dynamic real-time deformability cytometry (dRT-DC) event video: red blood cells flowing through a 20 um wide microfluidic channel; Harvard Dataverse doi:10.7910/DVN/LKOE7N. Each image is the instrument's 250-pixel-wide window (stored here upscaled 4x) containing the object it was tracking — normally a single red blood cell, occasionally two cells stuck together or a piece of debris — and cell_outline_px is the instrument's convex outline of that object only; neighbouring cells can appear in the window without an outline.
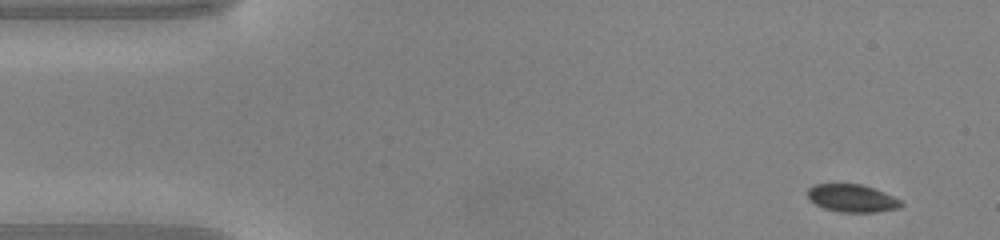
{"species": "common noctule bat (a hibernating species)", "species_latin": "Nyctalus noctula", "temperature_condition": "warm", "stored_images_in_passage": 47, "segment_of_instrument_passage": [1, 2], "camera_frame_rate_fps": 3000, "um_per_image_px": 0.085, "animal": {"sex": "male", "body_mass_g": 20.0, "forearm_length_mm": 53.3}, "frame": {"image": 1, "passage_image": 1, "time_ms": 0.0, "image_size_px": [1000, 240], "cell_outline_px": [[904, 204], [896, 208], [868, 212], [844, 212], [828, 208], [816, 204], [808, 196], [808, 188], [816, 184], [860, 184], [872, 188], [892, 196], [900, 200]], "centroid_in_image_um": [72.41, 16.83], "position_along_channel_um": 12.6, "area_um2": 14.45}}
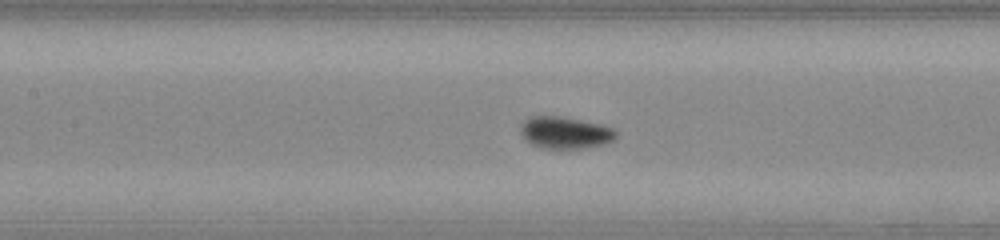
{"frame": {"image": 2, "passage_image": 19, "time_ms": 6.0, "image_size_px": [1000, 240], "cell_outline_px": [[616, 132], [608, 140], [600, 144], [576, 148], [552, 148], [536, 144], [528, 140], [524, 136], [524, 124], [532, 116], [552, 116], [576, 120], [596, 124], [608, 128]], "centroid_in_image_um": [48.01, 11.27], "position_along_channel_um": 159.4, "area_um2": 15.9}}
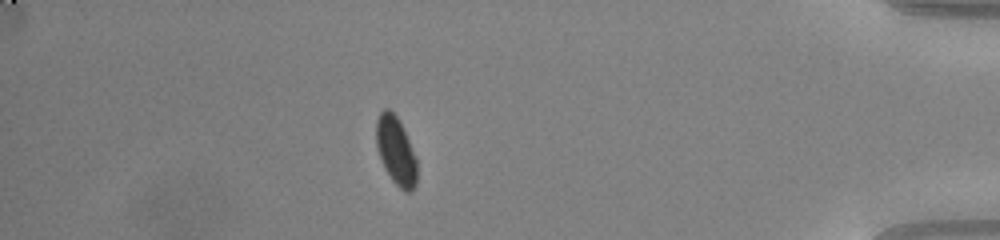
{"frame": {"image": 3, "passage_image": 40, "time_ms": 13.0, "image_size_px": [1000, 240], "cell_outline_px": [[416, 184], [408, 192], [404, 192], [392, 180], [380, 156], [376, 144], [376, 120], [380, 112], [384, 108], [388, 108], [396, 116], [416, 156]], "centroid_in_image_um": [33.64, 12.8], "position_along_channel_um": 401.6, "area_um2": 15.66}}